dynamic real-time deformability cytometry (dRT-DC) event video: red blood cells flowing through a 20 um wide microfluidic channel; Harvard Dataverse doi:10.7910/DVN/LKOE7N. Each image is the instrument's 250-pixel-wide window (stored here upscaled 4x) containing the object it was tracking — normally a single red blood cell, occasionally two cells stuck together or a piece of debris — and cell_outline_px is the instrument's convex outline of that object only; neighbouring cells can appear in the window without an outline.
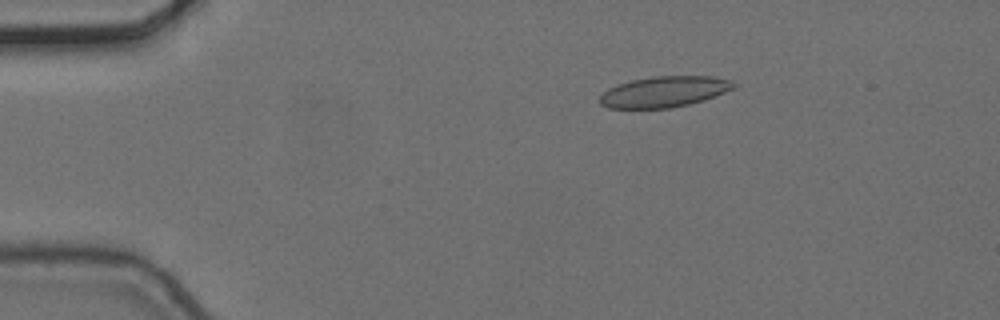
{"species": "common noctule bat (a hibernating species)", "species_latin": "Nyctalus noctula", "temperature_condition": "cold", "stored_images_in_passage": 5, "camera_frame_rate_fps": 3000, "um_per_image_px": 0.085, "animal": {"sex": "female", "body_mass_g": 24.6, "forearm_length_mm": 56.2}, "frame": {"image": 1, "passage_image": 3, "time_ms": 0.667, "image_size_px": [1000, 320], "cell_outline_px": [[740, 84], [736, 88], [704, 100], [672, 108], [608, 108], [600, 104], [600, 96], [608, 88], [616, 84], [632, 80], [656, 76], [712, 76], [732, 80]], "centroid_in_image_um": [56.5, 7.79], "position_along_channel_um": 28.5, "area_um2": 24.28}}